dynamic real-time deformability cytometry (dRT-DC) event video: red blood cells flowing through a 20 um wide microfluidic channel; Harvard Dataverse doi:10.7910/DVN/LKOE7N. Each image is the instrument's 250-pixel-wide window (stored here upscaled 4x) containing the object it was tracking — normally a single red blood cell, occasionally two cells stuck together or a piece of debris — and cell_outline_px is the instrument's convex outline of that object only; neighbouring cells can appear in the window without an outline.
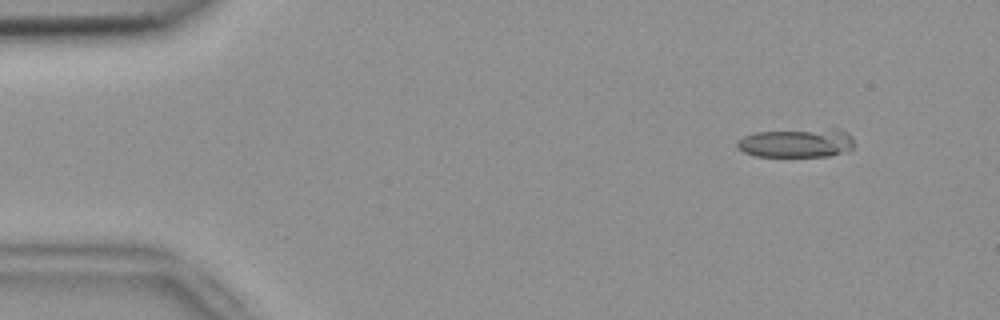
{"species": "common noctule bat (a hibernating species)", "species_latin": "Nyctalus noctula", "temperature_condition": "room temperature", "stored_images_in_passage": 15, "camera_frame_rate_fps": 3000, "um_per_image_px": 0.085, "animal": {"sex": "female", "body_mass_g": 18.4}, "frame": {"image": 1, "passage_image": 3, "time_ms": 0.667, "image_size_px": [1000, 320], "cell_outline_px": [[852, 148], [848, 152], [828, 156], [756, 156], [744, 152], [736, 148], [736, 140], [744, 136], [756, 132], [832, 128], [836, 128], [848, 132], [852, 136]], "centroid_in_image_um": [67.72, 12.14], "position_along_channel_um": 17.3, "area_um2": 19.94}}